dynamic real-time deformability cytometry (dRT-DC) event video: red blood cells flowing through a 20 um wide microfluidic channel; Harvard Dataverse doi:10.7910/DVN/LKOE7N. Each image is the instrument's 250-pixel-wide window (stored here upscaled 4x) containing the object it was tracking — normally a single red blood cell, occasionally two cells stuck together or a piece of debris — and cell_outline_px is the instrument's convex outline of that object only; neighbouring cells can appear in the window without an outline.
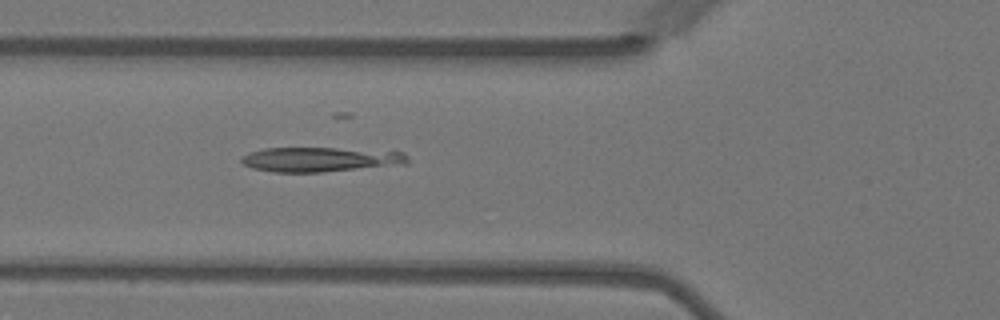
{"species": "Egyptian fruit bat (a non-hibernating species)", "species_latin": "Rousettus aegyptiacus", "temperature_condition": "warm", "stored_images_in_passage": 44, "camera_frame_rate_fps": 3000, "um_per_image_px": 0.085, "animal": {"sex": "female"}, "frame": {"image": 1, "passage_image": 7, "time_ms": 2.0, "image_size_px": [1000, 320], "cell_outline_px": [[408, 164], [324, 172], [272, 172], [252, 168], [244, 164], [240, 160], [244, 156], [252, 152], [264, 148], [336, 148], [404, 152], [408, 156]], "centroid_in_image_um": [27.27, 13.56], "position_along_channel_um": 98.5, "area_um2": 23.81}}
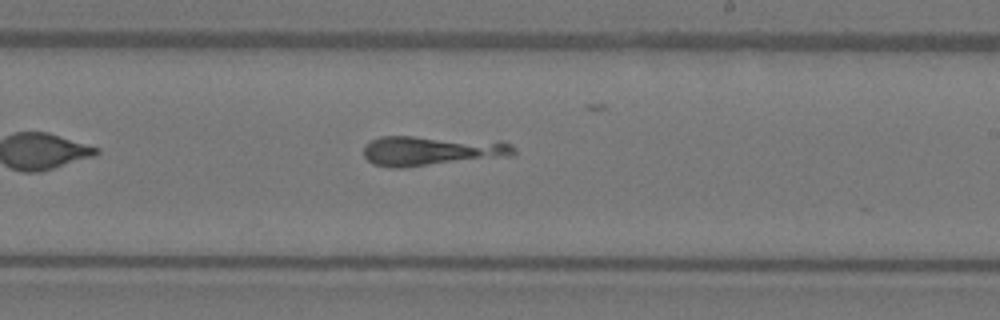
{"frame": {"image": 2, "passage_image": 20, "time_ms": 6.333, "image_size_px": [1000, 320], "cell_outline_px": [[516, 156], [404, 168], [388, 168], [372, 164], [364, 156], [364, 144], [380, 136], [412, 136], [504, 140], [512, 144], [516, 148]], "centroid_in_image_um": [36.79, 12.81], "position_along_channel_um": 252.2, "area_um2": 27.17}}
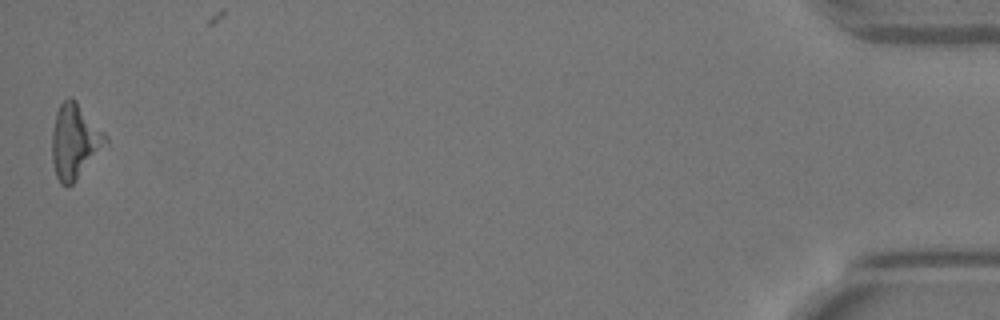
{"frame": {"image": 3, "passage_image": 43, "time_ms": 14.0, "image_size_px": [1000, 320], "cell_outline_px": [[108, 144], [76, 180], [72, 184], [60, 184], [56, 176], [52, 160], [52, 132], [56, 112], [60, 104], [68, 96], [72, 96], [76, 100], [108, 136]], "centroid_in_image_um": [6.37, 11.99], "position_along_channel_um": 428.8, "area_um2": 23.41}}